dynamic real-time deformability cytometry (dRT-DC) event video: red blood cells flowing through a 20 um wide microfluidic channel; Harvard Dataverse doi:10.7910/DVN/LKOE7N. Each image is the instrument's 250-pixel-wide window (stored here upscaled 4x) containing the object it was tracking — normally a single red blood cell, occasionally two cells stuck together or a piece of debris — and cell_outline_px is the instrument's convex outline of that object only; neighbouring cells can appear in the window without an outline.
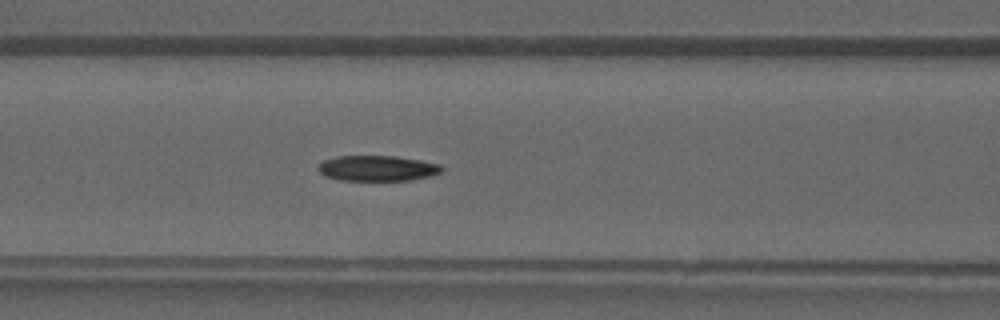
{"species": "common noctule bat (a hibernating species)", "species_latin": "Nyctalus noctula", "temperature_condition": "warm", "stored_images_in_passage": 37, "camera_frame_rate_fps": 3000, "um_per_image_px": 0.085, "animal": {"sex": "male", "forearm_length_mm": 52.5}, "frame": {"image": 1, "passage_image": 14, "time_ms": 4.333, "image_size_px": [1000, 320], "cell_outline_px": [[444, 168], [440, 172], [432, 176], [412, 180], [340, 180], [324, 176], [316, 168], [324, 160], [336, 156], [396, 156], [420, 160], [440, 164]], "centroid_in_image_um": [32.08, 14.3], "position_along_channel_um": 134.5, "area_um2": 18.44}}
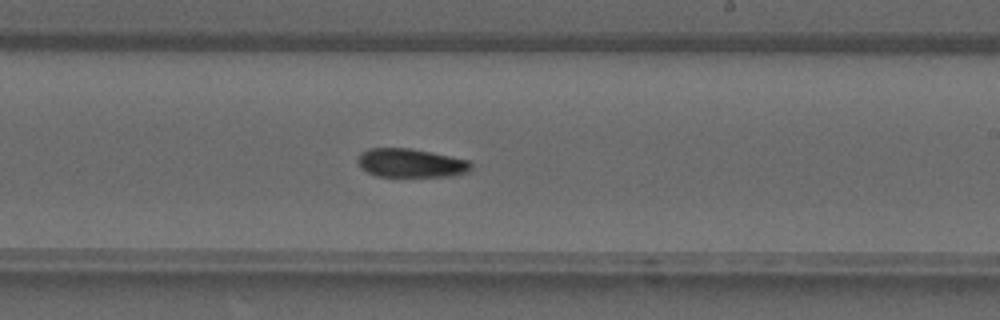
{"frame": {"image": 2, "passage_image": 21, "time_ms": 6.667, "image_size_px": [1000, 320], "cell_outline_px": [[472, 168], [468, 172], [452, 176], [376, 176], [368, 172], [356, 160], [356, 156], [360, 152], [368, 148], [412, 148], [468, 160], [472, 164]], "centroid_in_image_um": [34.91, 13.85], "position_along_channel_um": 254.1, "area_um2": 18.96}}
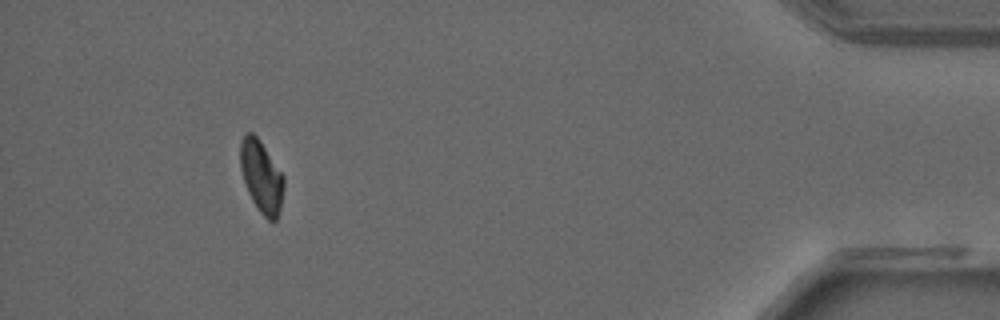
{"frame": {"image": 3, "passage_image": 34, "time_ms": 11.0, "image_size_px": [1000, 320], "cell_outline_px": [[284, 188], [280, 208], [276, 220], [268, 220], [260, 212], [252, 200], [248, 192], [240, 168], [240, 140], [244, 132], [252, 132], [260, 140], [284, 176]], "centroid_in_image_um": [22.21, 14.97], "position_along_channel_um": 413.0, "area_um2": 18.26}}